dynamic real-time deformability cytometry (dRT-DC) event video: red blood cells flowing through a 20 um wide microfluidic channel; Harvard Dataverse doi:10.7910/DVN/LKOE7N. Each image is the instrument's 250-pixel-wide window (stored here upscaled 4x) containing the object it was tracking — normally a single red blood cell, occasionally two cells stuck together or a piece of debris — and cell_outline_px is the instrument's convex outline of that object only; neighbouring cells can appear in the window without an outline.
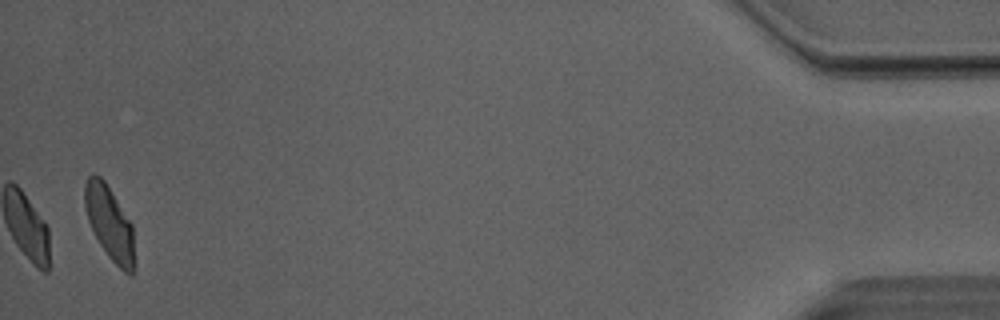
{"species": "Egyptian fruit bat (a non-hibernating species)", "species_latin": "Rousettus aegyptiacus", "temperature_condition": "room temperature", "stored_images_in_passage": 43, "camera_frame_rate_fps": 3000, "um_per_image_px": 0.085, "animal": {"sex": "male"}, "frame": {"image": 1, "passage_image": 43, "time_ms": 14.0, "image_size_px": [1000, 320], "cell_outline_px": [[132, 276], [128, 276], [108, 256], [100, 244], [88, 220], [84, 208], [84, 184], [88, 176], [92, 172], [100, 176], [104, 180], [132, 224]], "centroid_in_image_um": [9.26, 18.89], "position_along_channel_um": 425.9, "area_um2": 20.87}, "authors_computed_cell_mechanics": {"area_um2": 19.363, "velocity_mm_per_s": 4.0317, "shape_relaxation_time_tau1_ms": 3.7185, "shape_relaxation_time_tau2_ms": 2.8331, "deformation_change_tau1": 0.1323, "deformation_change_tau2": 0.0982}}